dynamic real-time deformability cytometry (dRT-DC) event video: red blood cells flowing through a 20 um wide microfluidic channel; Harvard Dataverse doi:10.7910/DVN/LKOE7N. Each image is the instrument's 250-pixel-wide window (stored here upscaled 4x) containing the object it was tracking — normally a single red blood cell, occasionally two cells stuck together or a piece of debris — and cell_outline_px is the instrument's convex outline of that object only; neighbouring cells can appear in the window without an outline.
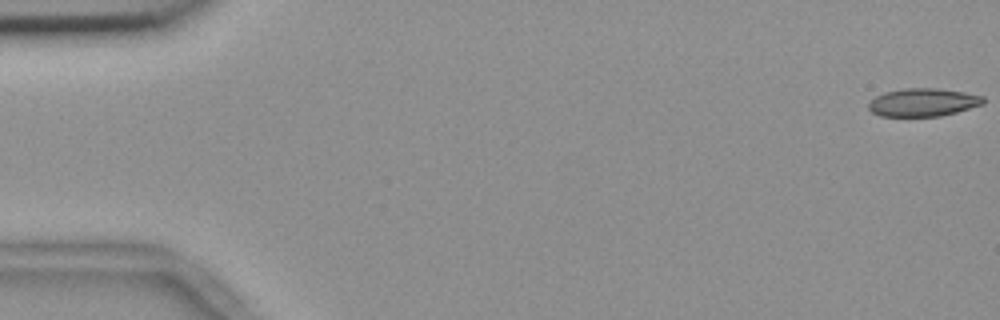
{"species": "common noctule bat (a hibernating species)", "species_latin": "Nyctalus noctula", "temperature_condition": "room temperature", "stored_images_in_passage": 55, "camera_frame_rate_fps": 3000, "um_per_image_px": 0.085, "animal": {"sex": "female", "body_mass_g": 18.4}, "frame": {"image": 1, "passage_image": 1, "time_ms": 0.0, "image_size_px": [1000, 320], "cell_outline_px": [[984, 104], [956, 112], [940, 116], [880, 116], [872, 112], [868, 108], [868, 104], [876, 96], [884, 92], [904, 88], [936, 88], [964, 92], [984, 96]], "centroid_in_image_um": [78.46, 8.69], "position_along_channel_um": 6.5, "area_um2": 18.73}}
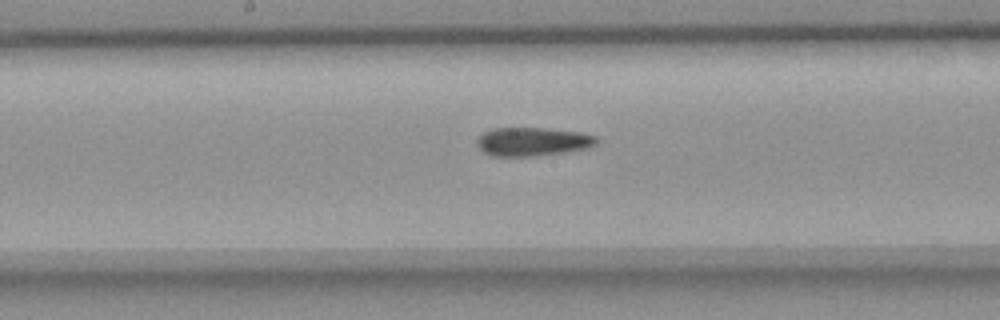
{"frame": {"image": 2, "passage_image": 29, "time_ms": 9.333, "image_size_px": [1000, 320], "cell_outline_px": [[596, 144], [588, 148], [564, 152], [528, 156], [496, 156], [484, 152], [476, 144], [476, 140], [484, 132], [492, 128], [548, 128], [580, 132], [596, 136]], "centroid_in_image_um": [45.26, 12.03], "position_along_channel_um": 202.9, "area_um2": 19.77}}
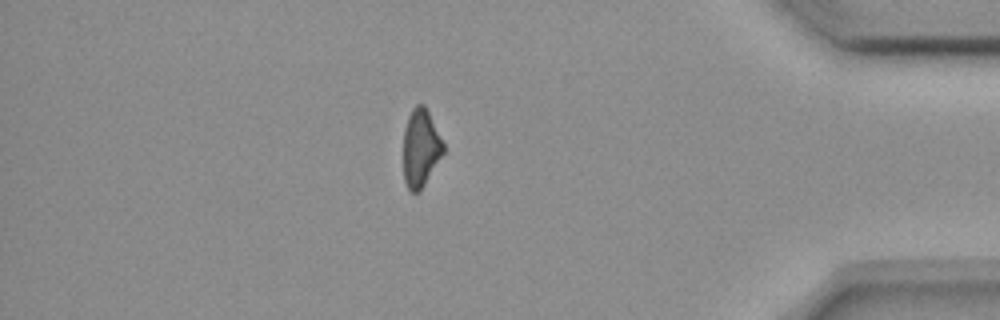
{"frame": {"image": 3, "passage_image": 48, "time_ms": 15.667, "image_size_px": [1000, 320], "cell_outline_px": [[444, 152], [420, 192], [412, 192], [408, 188], [404, 180], [404, 128], [408, 116], [412, 108], [416, 104], [424, 104], [444, 144]], "centroid_in_image_um": [35.75, 12.58], "position_along_channel_um": 399.5, "area_um2": 17.98}}